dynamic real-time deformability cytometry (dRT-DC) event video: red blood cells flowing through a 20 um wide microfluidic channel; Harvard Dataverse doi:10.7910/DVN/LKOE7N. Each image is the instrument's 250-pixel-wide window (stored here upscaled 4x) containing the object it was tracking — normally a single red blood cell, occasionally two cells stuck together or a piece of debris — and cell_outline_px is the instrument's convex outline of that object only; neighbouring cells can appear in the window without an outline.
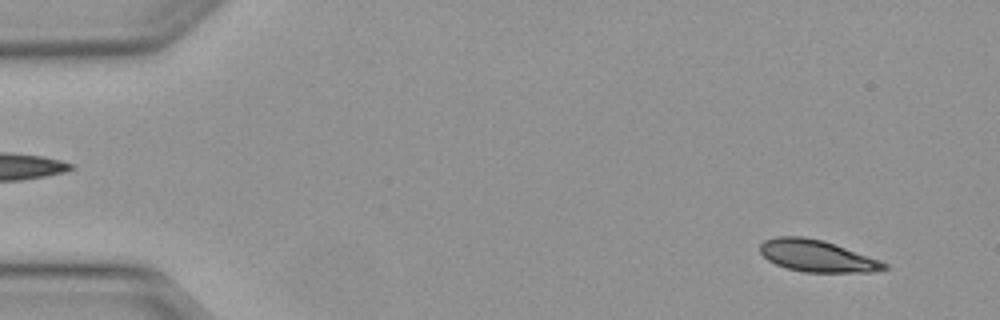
{"species": "Egyptian fruit bat (a non-hibernating species)", "species_latin": "Rousettus aegyptiacus", "temperature_condition": "warm", "stored_images_in_passage": 50, "camera_frame_rate_fps": 3000, "um_per_image_px": 0.085, "animal": {"sex": "female"}, "frame": {"image": 1, "passage_image": 3, "time_ms": 0.667, "image_size_px": [1000, 320], "cell_outline_px": [[888, 268], [872, 272], [804, 272], [788, 268], [776, 264], [768, 260], [760, 252], [760, 244], [764, 240], [776, 236], [804, 236], [824, 240], [880, 260], [888, 264]], "centroid_in_image_um": [69.44, 21.74], "position_along_channel_um": 15.6, "area_um2": 23.0}}
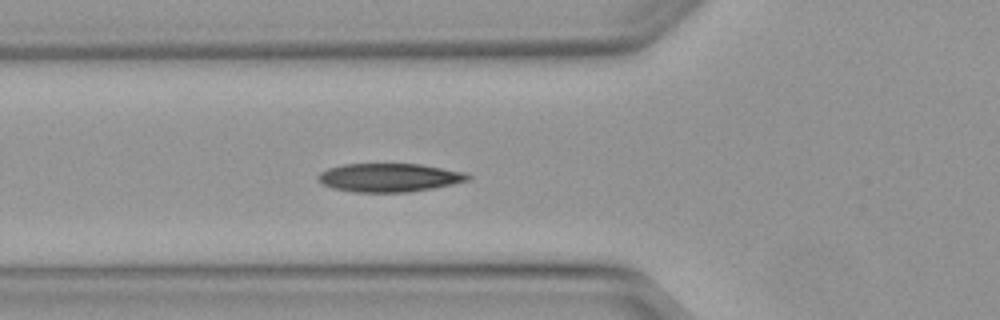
{"frame": {"image": 2, "passage_image": 17, "time_ms": 5.333, "image_size_px": [1000, 320], "cell_outline_px": [[472, 176], [468, 180], [452, 184], [432, 188], [408, 192], [352, 192], [332, 188], [316, 180], [316, 176], [320, 172], [328, 168], [344, 164], [420, 164], [468, 172]], "centroid_in_image_um": [33.08, 15.09], "position_along_channel_um": 92.7, "area_um2": 25.03}}
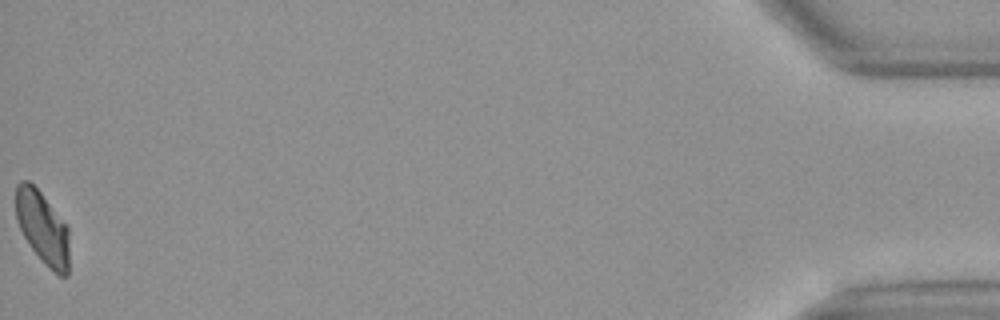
{"frame": {"image": 3, "passage_image": 49, "time_ms": 16.0, "image_size_px": [1000, 320], "cell_outline_px": [[68, 276], [60, 276], [52, 272], [48, 268], [32, 248], [24, 236], [16, 220], [16, 184], [20, 180], [28, 180], [40, 192], [68, 228]], "centroid_in_image_um": [3.6, 19.36], "position_along_channel_um": 431.6, "area_um2": 22.31}}